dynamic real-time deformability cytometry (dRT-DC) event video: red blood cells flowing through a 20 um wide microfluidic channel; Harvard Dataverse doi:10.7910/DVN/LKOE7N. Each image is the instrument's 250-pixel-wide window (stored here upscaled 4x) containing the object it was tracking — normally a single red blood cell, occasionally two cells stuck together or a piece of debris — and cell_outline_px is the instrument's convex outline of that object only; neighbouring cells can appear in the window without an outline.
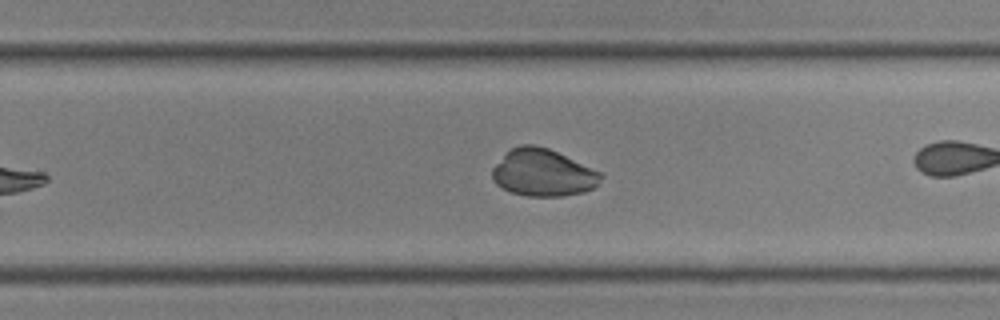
{"species": "common noctule bat (a hibernating species)", "species_latin": "Nyctalus noctula", "temperature_condition": "room temperature", "stored_images_in_passage": 26, "camera_frame_rate_fps": 3000, "um_per_image_px": 0.085, "animal": {"sex": "male", "body_mass_g": 19.0, "forearm_length_mm": 50.8}, "frame": {"image": 1, "passage_image": 15, "time_ms": 4.667, "image_size_px": [1000, 320], "cell_outline_px": [[604, 176], [592, 188], [584, 192], [564, 196], [524, 196], [508, 192], [496, 184], [492, 180], [492, 168], [512, 148], [520, 144], [532, 144], [548, 148], [604, 172]], "centroid_in_image_um": [46.17, 14.69], "position_along_channel_um": 283.6, "area_um2": 30.06}}